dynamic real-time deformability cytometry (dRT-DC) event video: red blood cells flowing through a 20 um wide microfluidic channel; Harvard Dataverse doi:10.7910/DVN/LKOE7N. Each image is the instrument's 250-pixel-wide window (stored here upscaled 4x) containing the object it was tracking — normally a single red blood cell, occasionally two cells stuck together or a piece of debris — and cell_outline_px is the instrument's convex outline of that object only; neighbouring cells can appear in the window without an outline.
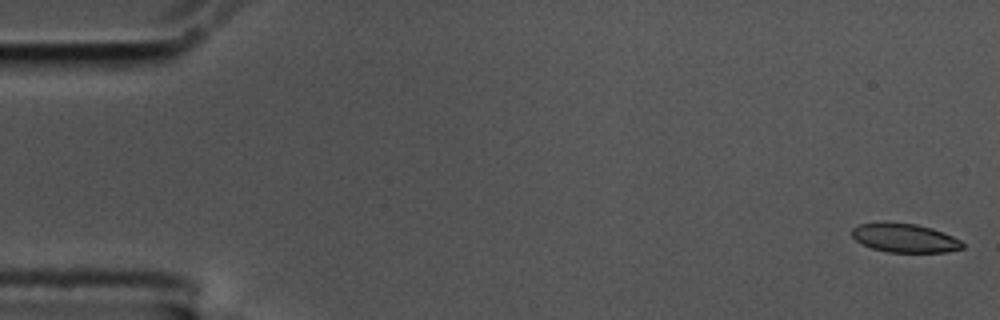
{"species": "common noctule bat (a hibernating species)", "species_latin": "Nyctalus noctula", "temperature_condition": "cold", "stored_images_in_passage": 5, "camera_frame_rate_fps": 3000, "um_per_image_px": 0.085, "animal": {"sex": "male", "body_mass_g": 17.5, "forearm_length_mm": 52.3}, "frame": {"image": 1, "passage_image": 1, "time_ms": 0.0, "image_size_px": [1000, 320], "cell_outline_px": [[964, 248], [948, 252], [888, 252], [872, 248], [856, 240], [852, 236], [852, 228], [860, 224], [916, 224], [932, 228], [952, 236], [960, 240], [964, 244]], "centroid_in_image_um": [76.96, 20.26], "position_along_channel_um": 8.0, "area_um2": 18.03}}
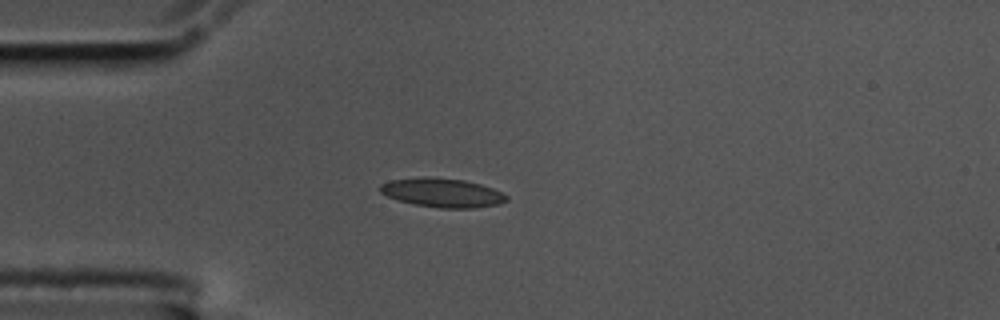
{"frame": {"image": 2, "passage_image": 3, "time_ms": 0.667, "image_size_px": [1000, 320], "cell_outline_px": [[508, 200], [500, 204], [472, 208], [440, 208], [416, 204], [396, 200], [380, 192], [380, 184], [392, 180], [464, 180], [480, 184], [492, 188], [508, 196]], "centroid_in_image_um": [37.66, 16.44], "position_along_channel_um": 47.3, "area_um2": 20.23}}